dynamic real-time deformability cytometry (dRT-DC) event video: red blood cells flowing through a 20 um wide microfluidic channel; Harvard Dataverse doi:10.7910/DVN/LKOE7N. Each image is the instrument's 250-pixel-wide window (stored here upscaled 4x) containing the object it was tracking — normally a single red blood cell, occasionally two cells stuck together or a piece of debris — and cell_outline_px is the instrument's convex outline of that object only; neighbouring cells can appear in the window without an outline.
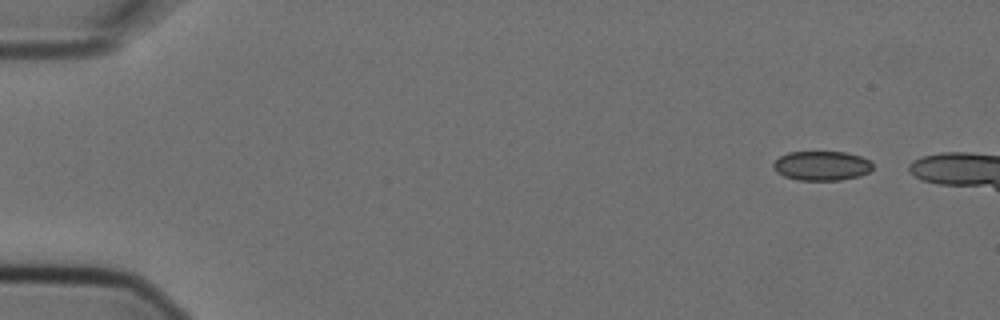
{"species": "Egyptian fruit bat (a non-hibernating species)", "species_latin": "Rousettus aegyptiacus", "temperature_condition": "cold", "stored_images_in_passage": 2, "camera_frame_rate_fps": 3000, "um_per_image_px": 0.085, "animal": {"sex": "female"}, "frame": {"image": 1, "passage_image": 1, "time_ms": 0.0, "image_size_px": [1000, 320], "cell_outline_px": [[872, 168], [868, 172], [860, 176], [840, 180], [796, 180], [784, 176], [776, 172], [772, 168], [772, 164], [780, 156], [788, 152], [848, 152], [872, 160]], "centroid_in_image_um": [69.84, 14.09], "position_along_channel_um": 15.2, "area_um2": 17.22}}